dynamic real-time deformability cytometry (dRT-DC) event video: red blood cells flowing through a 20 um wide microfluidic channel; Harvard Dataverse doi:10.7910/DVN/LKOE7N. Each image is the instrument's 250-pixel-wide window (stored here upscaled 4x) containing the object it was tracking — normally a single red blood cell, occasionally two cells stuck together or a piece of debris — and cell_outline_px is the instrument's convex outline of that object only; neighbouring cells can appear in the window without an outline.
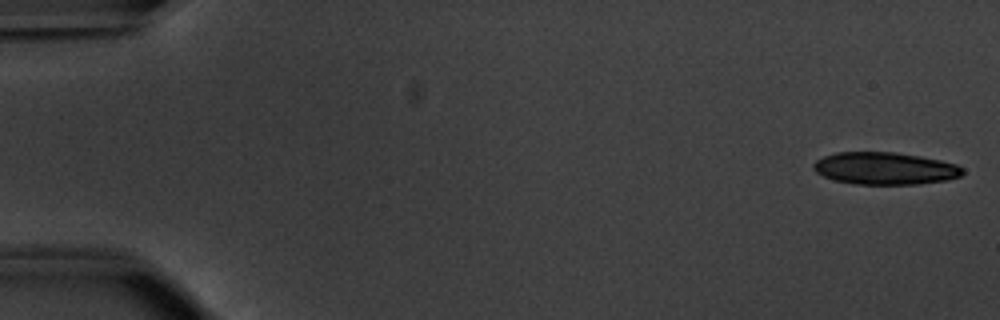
{"species": "common noctule bat (a hibernating species)", "species_latin": "Nyctalus noctula", "temperature_condition": "warm", "stored_images_in_passage": 33, "camera_frame_rate_fps": 3000, "um_per_image_px": 0.085, "animal": {"sex": "male", "body_mass_g": 20.1, "forearm_length_mm": 53.5}, "frame": {"image": 1, "passage_image": 1, "time_ms": 0.0, "image_size_px": [1000, 320], "cell_outline_px": [[964, 172], [960, 176], [948, 180], [920, 184], [856, 184], [836, 180], [824, 176], [816, 172], [812, 168], [812, 164], [816, 160], [824, 156], [836, 152], [896, 152], [920, 156], [940, 160], [956, 164], [964, 168]], "centroid_in_image_um": [75.23, 14.31], "position_along_channel_um": 9.8, "area_um2": 28.15}}
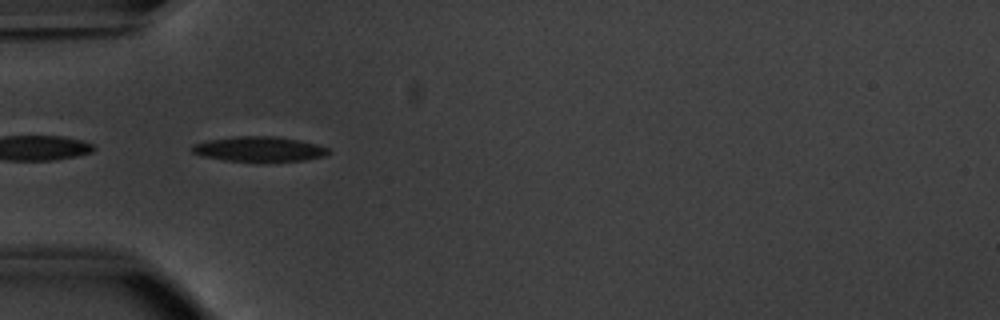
{"frame": {"image": 2, "passage_image": 17, "time_ms": 5.333, "image_size_px": [1000, 320], "cell_outline_px": [[332, 152], [328, 156], [304, 160], [224, 160], [200, 156], [192, 152], [188, 148], [192, 144], [208, 140], [232, 136], [276, 136], [300, 140], [316, 144], [328, 148]], "centroid_in_image_um": [22.01, 12.65], "position_along_channel_um": 63.0, "area_um2": 19.83}}
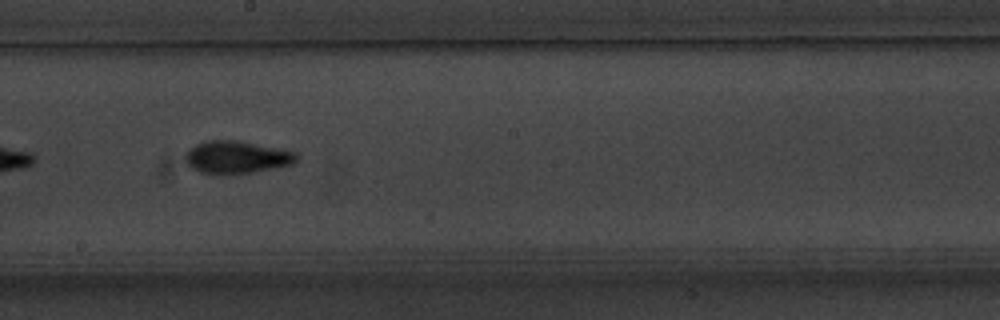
{"frame": {"image": 3, "passage_image": 30, "time_ms": 9.667, "image_size_px": [1000, 320], "cell_outline_px": [[300, 160], [296, 164], [252, 172], [200, 172], [192, 168], [184, 160], [184, 156], [188, 148], [204, 140], [236, 140], [280, 148], [296, 152], [300, 156]], "centroid_in_image_um": [20.17, 13.32], "position_along_channel_um": 228.0, "area_um2": 21.04}}